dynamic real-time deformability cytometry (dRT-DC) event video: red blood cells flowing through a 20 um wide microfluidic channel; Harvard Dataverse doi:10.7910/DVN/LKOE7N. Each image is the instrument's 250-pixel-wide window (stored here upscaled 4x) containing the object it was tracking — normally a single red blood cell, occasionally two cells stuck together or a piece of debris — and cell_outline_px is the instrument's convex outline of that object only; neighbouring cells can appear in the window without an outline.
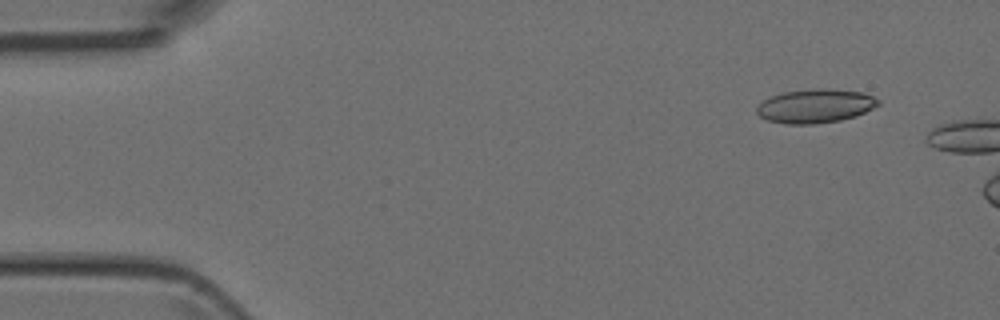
{"species": "Egyptian fruit bat (a non-hibernating species)", "species_latin": "Rousettus aegyptiacus", "temperature_condition": "room temperature", "stored_images_in_passage": 2, "camera_frame_rate_fps": 3000, "um_per_image_px": 0.085, "animal": {"sex": "female"}, "frame": {"image": 1, "passage_image": 1, "time_ms": 0.0, "image_size_px": [1000, 320], "cell_outline_px": [[880, 104], [856, 116], [840, 120], [816, 124], [784, 124], [768, 120], [760, 116], [756, 112], [756, 108], [764, 100], [772, 96], [784, 92], [816, 88], [824, 88], [864, 92], [880, 100]], "centroid_in_image_um": [69.32, 9.01], "position_along_channel_um": 15.7, "area_um2": 23.93}}